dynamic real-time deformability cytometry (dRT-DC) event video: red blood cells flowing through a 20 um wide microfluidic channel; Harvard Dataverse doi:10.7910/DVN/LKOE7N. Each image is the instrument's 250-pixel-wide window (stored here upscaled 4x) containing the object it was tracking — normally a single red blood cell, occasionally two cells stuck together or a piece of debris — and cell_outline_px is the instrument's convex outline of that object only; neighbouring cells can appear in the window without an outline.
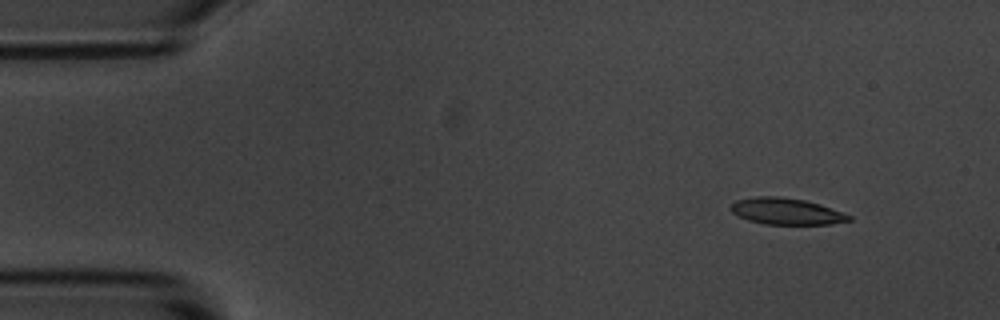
{"species": "common noctule bat (a hibernating species)", "species_latin": "Nyctalus noctula", "temperature_condition": "room temperature", "stored_images_in_passage": 4, "camera_frame_rate_fps": 3000, "um_per_image_px": 0.085, "animal": {"sex": "male", "body_mass_g": 20.1, "forearm_length_mm": 53.5}, "frame": {"image": 1, "passage_image": 1, "time_ms": 0.0, "image_size_px": [1000, 320], "cell_outline_px": [[852, 220], [832, 224], [764, 224], [748, 220], [732, 212], [732, 204], [736, 200], [756, 196], [780, 196], [804, 200], [820, 204], [852, 216]], "centroid_in_image_um": [66.86, 17.96], "position_along_channel_um": 18.1, "area_um2": 18.09}}
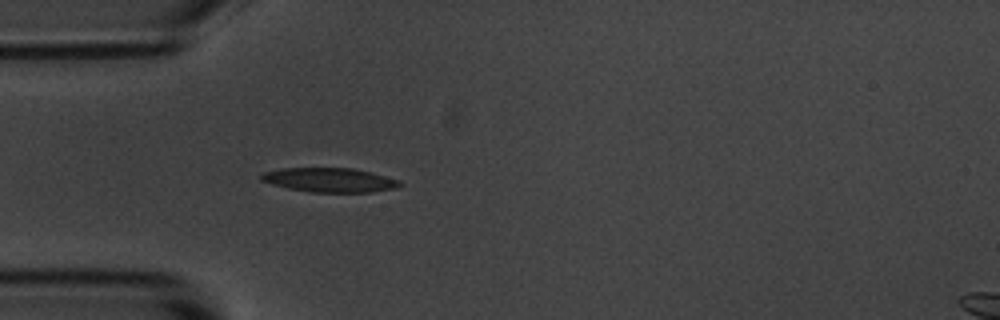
{"frame": {"image": 2, "passage_image": 4, "time_ms": 3.333, "image_size_px": [1000, 320], "cell_outline_px": [[404, 184], [396, 188], [372, 192], [312, 192], [288, 188], [272, 184], [260, 180], [260, 176], [264, 172], [280, 168], [352, 168], [372, 172], [400, 180]], "centroid_in_image_um": [28.05, 15.3], "position_along_channel_um": 56.9, "area_um2": 19.65}}